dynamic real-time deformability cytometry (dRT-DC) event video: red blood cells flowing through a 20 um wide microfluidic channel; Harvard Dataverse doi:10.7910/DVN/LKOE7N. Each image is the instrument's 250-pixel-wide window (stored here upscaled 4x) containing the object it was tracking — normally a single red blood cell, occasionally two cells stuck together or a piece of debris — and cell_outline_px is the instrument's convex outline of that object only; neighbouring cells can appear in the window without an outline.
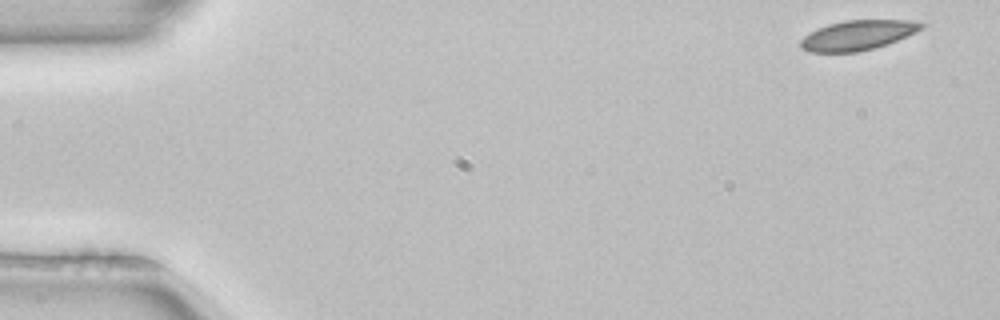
{"species": "common noctule bat (a hibernating species)", "species_latin": "Nyctalus noctula", "temperature_condition": "room temperature", "stored_images_in_passage": 5, "camera_frame_rate_fps": 3000, "um_per_image_px": 0.085, "animal": {"sex": "female", "body_mass_g": 22.7, "forearm_length_mm": 54.2}, "frame": {"image": 1, "passage_image": 1, "time_ms": 0.0, "image_size_px": [1000, 320], "cell_outline_px": [[928, 24], [924, 28], [916, 32], [888, 44], [876, 48], [856, 52], [808, 52], [800, 48], [800, 40], [804, 36], [816, 28], [828, 24], [844, 20], [912, 20]], "centroid_in_image_um": [72.92, 2.99], "position_along_channel_um": 12.1, "area_um2": 21.27}}
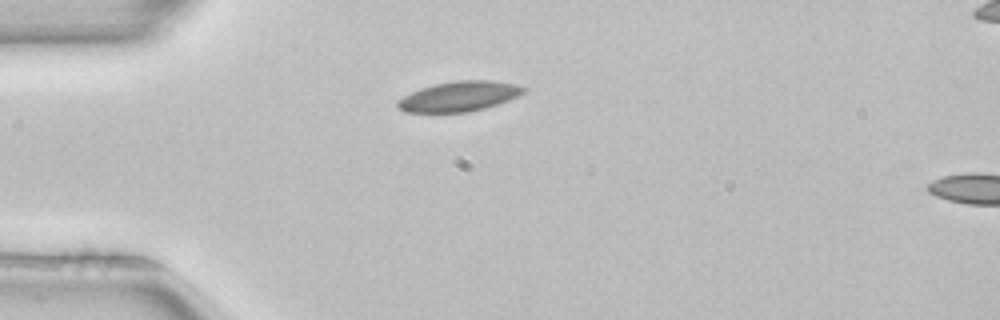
{"frame": {"image": 2, "passage_image": 4, "time_ms": 1.0, "image_size_px": [1000, 320], "cell_outline_px": [[528, 88], [524, 92], [508, 100], [484, 108], [468, 112], [404, 112], [396, 108], [396, 100], [420, 88], [432, 84], [456, 80], [492, 80], [516, 84]], "centroid_in_image_um": [38.99, 8.18], "position_along_channel_um": 46.0, "area_um2": 22.14}}